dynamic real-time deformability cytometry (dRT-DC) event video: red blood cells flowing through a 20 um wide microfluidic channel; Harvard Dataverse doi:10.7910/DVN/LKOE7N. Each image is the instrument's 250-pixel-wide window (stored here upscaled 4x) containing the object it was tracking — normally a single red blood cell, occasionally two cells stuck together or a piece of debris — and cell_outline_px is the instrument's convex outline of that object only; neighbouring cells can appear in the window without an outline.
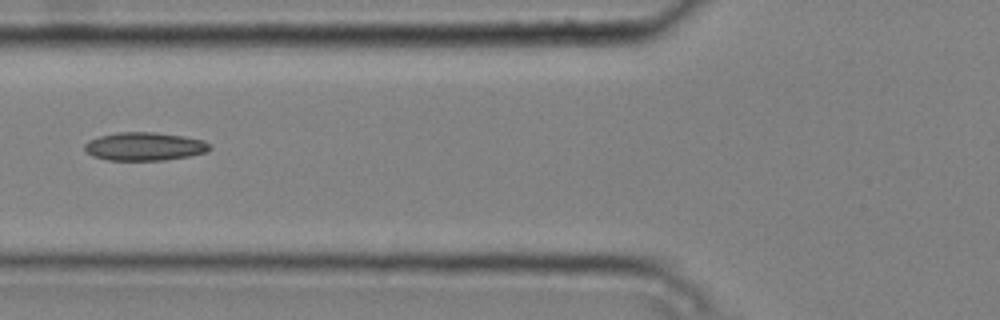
{"species": "common noctule bat (a hibernating species)", "species_latin": "Nyctalus noctula", "temperature_condition": "cold", "stored_images_in_passage": 6, "camera_frame_rate_fps": 3000, "um_per_image_px": 0.085, "animal": {"sex": "male", "body_mass_g": 20.4}, "frame": {"image": 1, "passage_image": 6, "time_ms": 1.667, "image_size_px": [1000, 320], "cell_outline_px": [[212, 148], [208, 152], [188, 156], [164, 160], [108, 160], [92, 156], [84, 148], [84, 144], [88, 140], [100, 136], [116, 132], [156, 132], [184, 136], [204, 140]], "centroid_in_image_um": [12.29, 12.44], "position_along_channel_um": 113.5, "area_um2": 20.69}}